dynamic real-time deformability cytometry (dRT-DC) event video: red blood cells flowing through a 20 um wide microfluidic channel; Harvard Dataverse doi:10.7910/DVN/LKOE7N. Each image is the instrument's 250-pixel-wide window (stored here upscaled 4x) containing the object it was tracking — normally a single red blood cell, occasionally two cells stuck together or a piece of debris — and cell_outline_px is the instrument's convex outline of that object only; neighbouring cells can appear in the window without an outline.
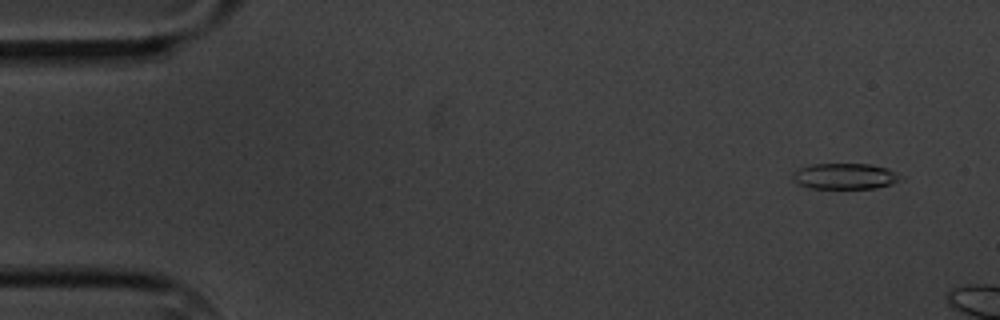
{"species": "common noctule bat (a hibernating species)", "species_latin": "Nyctalus noctula", "temperature_condition": "cold", "stored_images_in_passage": 4, "camera_frame_rate_fps": 3000, "um_per_image_px": 0.085, "animal": {"sex": "male", "body_mass_g": 20.1, "forearm_length_mm": 53.5}, "frame": {"image": 1, "passage_image": 2, "time_ms": 1.0, "image_size_px": [1000, 320], "cell_outline_px": [[904, 180], [892, 184], [876, 188], [812, 188], [800, 184], [792, 176], [792, 172], [800, 168], [812, 164], [872, 164], [888, 168], [904, 176]], "centroid_in_image_um": [71.92, 14.97], "position_along_channel_um": 13.1, "area_um2": 16.36}}